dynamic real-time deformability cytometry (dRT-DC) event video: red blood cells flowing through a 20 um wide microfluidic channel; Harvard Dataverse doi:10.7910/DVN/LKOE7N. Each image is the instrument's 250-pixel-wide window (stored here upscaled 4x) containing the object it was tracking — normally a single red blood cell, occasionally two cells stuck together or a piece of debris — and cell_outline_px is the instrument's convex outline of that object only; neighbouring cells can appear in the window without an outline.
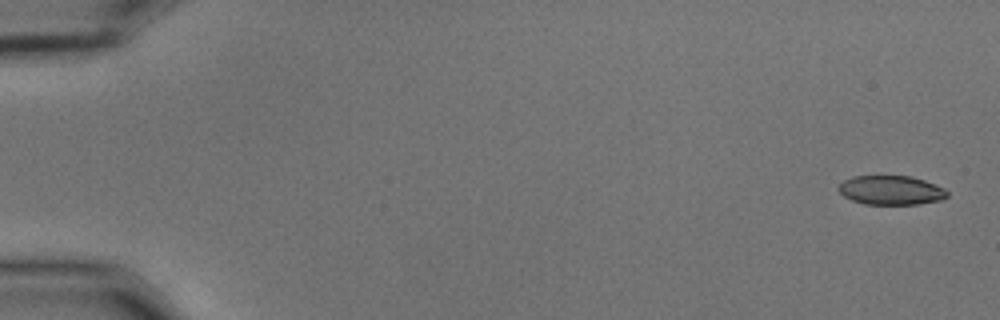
{"species": "common noctule bat (a hibernating species)", "species_latin": "Nyctalus noctula", "temperature_condition": "cold", "stored_images_in_passage": 52, "camera_frame_rate_fps": 3000, "um_per_image_px": 0.085, "animal": {"sex": "male", "body_mass_g": 15.6}, "frame": {"image": 1, "passage_image": 1, "time_ms": 0.0, "image_size_px": [1000, 320], "cell_outline_px": [[948, 196], [944, 200], [916, 204], [864, 204], [852, 200], [844, 196], [836, 188], [844, 180], [852, 176], [912, 176], [924, 180], [944, 188], [948, 192]], "centroid_in_image_um": [75.75, 16.17], "position_along_channel_um": 9.3, "area_um2": 18.55}}
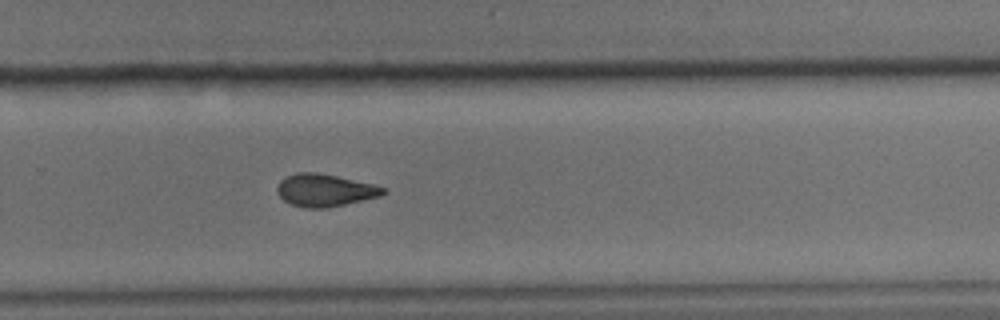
{"frame": {"image": 2, "passage_image": 37, "time_ms": 12.0, "image_size_px": [1000, 320], "cell_outline_px": [[388, 192], [380, 196], [344, 204], [324, 208], [304, 208], [292, 204], [284, 200], [280, 196], [276, 188], [280, 180], [296, 172], [316, 172], [336, 176], [372, 184], [384, 188]], "centroid_in_image_um": [27.59, 16.17], "position_along_channel_um": 302.2, "area_um2": 19.77}}
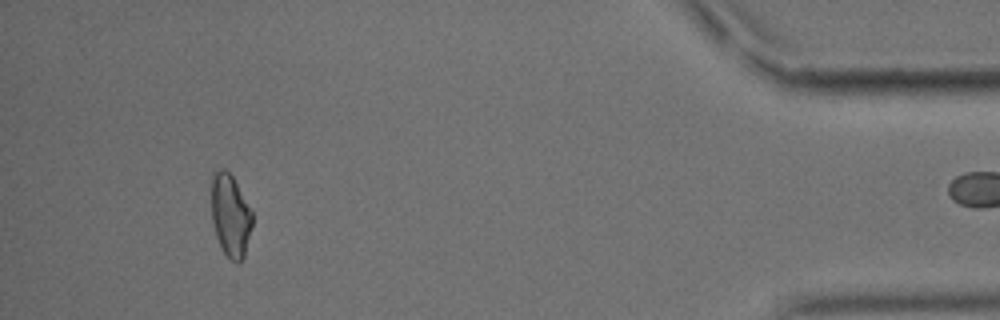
{"frame": {"image": 3, "passage_image": 51, "time_ms": 16.667, "image_size_px": [1000, 320], "cell_outline_px": [[252, 228], [244, 256], [236, 264], [224, 252], [216, 236], [212, 220], [208, 180], [212, 172], [216, 168], [224, 168], [232, 176], [252, 212]], "centroid_in_image_um": [19.52, 18.22], "position_along_channel_um": 415.7, "area_um2": 20.17}}